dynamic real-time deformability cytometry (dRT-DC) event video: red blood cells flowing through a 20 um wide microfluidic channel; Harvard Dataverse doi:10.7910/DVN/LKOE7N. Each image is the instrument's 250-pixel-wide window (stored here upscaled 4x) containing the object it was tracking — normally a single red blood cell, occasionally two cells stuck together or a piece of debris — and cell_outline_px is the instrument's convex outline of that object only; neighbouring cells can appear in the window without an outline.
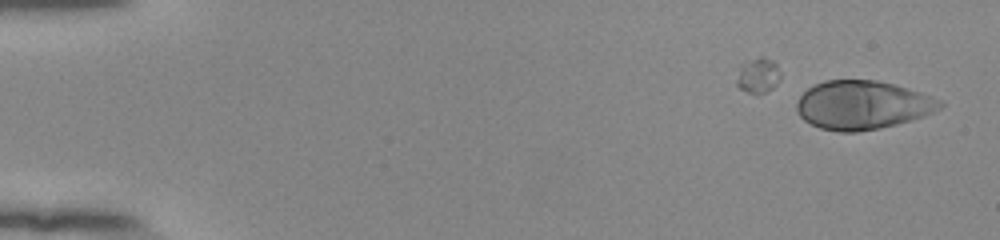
{"species": "human", "species_latin": "Homo sapiens", "temperature_condition": "room temperature", "stored_images_in_passage": 49, "camera_frame_rate_fps": 3000, "um_per_image_px": 0.085, "donor": {"sex": "female"}, "frame": {"image": 1, "passage_image": 1, "time_ms": 0.0, "image_size_px": [1000, 240], "cell_outline_px": [[944, 104], [940, 108], [924, 116], [896, 124], [880, 128], [856, 132], [840, 132], [820, 128], [804, 120], [800, 116], [796, 108], [796, 104], [800, 96], [808, 88], [824, 80], [876, 80], [892, 84], [920, 92], [940, 100]], "centroid_in_image_um": [73.29, 8.93], "position_along_channel_um": 11.7, "area_um2": 40.34}}
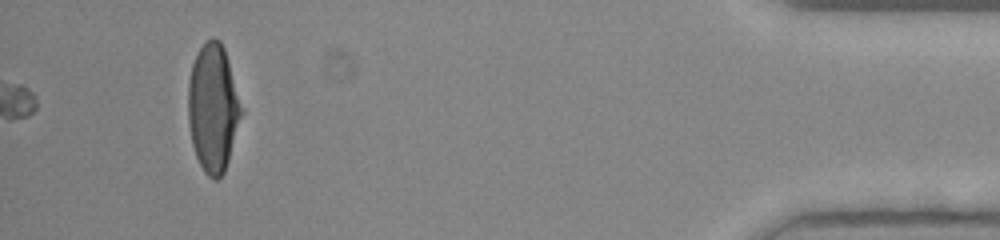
{"frame": {"image": 2, "passage_image": 49, "time_ms": 16.0, "image_size_px": [1000, 240], "cell_outline_px": [[244, 112], [224, 172], [216, 180], [212, 180], [204, 172], [196, 156], [192, 144], [188, 120], [188, 80], [192, 64], [200, 48], [212, 36], [220, 40], [224, 48], [244, 108]], "centroid_in_image_um": [18.13, 9.18], "position_along_channel_um": 417.1, "area_um2": 40.0}}